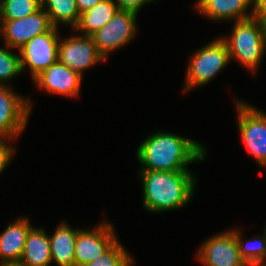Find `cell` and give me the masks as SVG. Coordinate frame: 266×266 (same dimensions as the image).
Segmentation results:
<instances>
[{"mask_svg": "<svg viewBox=\"0 0 266 266\" xmlns=\"http://www.w3.org/2000/svg\"><path fill=\"white\" fill-rule=\"evenodd\" d=\"M0 266H25V265L22 264L21 262H14V263H3L0 264Z\"/></svg>", "mask_w": 266, "mask_h": 266, "instance_id": "cell-29", "label": "cell"}, {"mask_svg": "<svg viewBox=\"0 0 266 266\" xmlns=\"http://www.w3.org/2000/svg\"><path fill=\"white\" fill-rule=\"evenodd\" d=\"M258 19L261 23V26L266 34V10L264 12H262L259 16Z\"/></svg>", "mask_w": 266, "mask_h": 266, "instance_id": "cell-28", "label": "cell"}, {"mask_svg": "<svg viewBox=\"0 0 266 266\" xmlns=\"http://www.w3.org/2000/svg\"><path fill=\"white\" fill-rule=\"evenodd\" d=\"M79 227H72L63 220L49 235L51 261L56 266H75L74 247Z\"/></svg>", "mask_w": 266, "mask_h": 266, "instance_id": "cell-16", "label": "cell"}, {"mask_svg": "<svg viewBox=\"0 0 266 266\" xmlns=\"http://www.w3.org/2000/svg\"><path fill=\"white\" fill-rule=\"evenodd\" d=\"M42 8L54 27L73 28L78 24L80 12L75 0H41Z\"/></svg>", "mask_w": 266, "mask_h": 266, "instance_id": "cell-20", "label": "cell"}, {"mask_svg": "<svg viewBox=\"0 0 266 266\" xmlns=\"http://www.w3.org/2000/svg\"><path fill=\"white\" fill-rule=\"evenodd\" d=\"M53 27L50 18L41 7L25 18L1 20V33L4 44L19 50L35 36L48 32Z\"/></svg>", "mask_w": 266, "mask_h": 266, "instance_id": "cell-12", "label": "cell"}, {"mask_svg": "<svg viewBox=\"0 0 266 266\" xmlns=\"http://www.w3.org/2000/svg\"><path fill=\"white\" fill-rule=\"evenodd\" d=\"M119 10L113 0H102L93 8L80 13L78 24L73 28L74 32L92 36L105 26Z\"/></svg>", "mask_w": 266, "mask_h": 266, "instance_id": "cell-18", "label": "cell"}, {"mask_svg": "<svg viewBox=\"0 0 266 266\" xmlns=\"http://www.w3.org/2000/svg\"><path fill=\"white\" fill-rule=\"evenodd\" d=\"M31 98L15 92L12 86L0 85V137L17 140L25 131L32 112Z\"/></svg>", "mask_w": 266, "mask_h": 266, "instance_id": "cell-6", "label": "cell"}, {"mask_svg": "<svg viewBox=\"0 0 266 266\" xmlns=\"http://www.w3.org/2000/svg\"><path fill=\"white\" fill-rule=\"evenodd\" d=\"M134 262H135V258L131 256L123 266H134L135 265Z\"/></svg>", "mask_w": 266, "mask_h": 266, "instance_id": "cell-30", "label": "cell"}, {"mask_svg": "<svg viewBox=\"0 0 266 266\" xmlns=\"http://www.w3.org/2000/svg\"><path fill=\"white\" fill-rule=\"evenodd\" d=\"M60 31L52 27L48 32L35 36L18 50L22 73L28 68L33 80L42 71L58 61Z\"/></svg>", "mask_w": 266, "mask_h": 266, "instance_id": "cell-8", "label": "cell"}, {"mask_svg": "<svg viewBox=\"0 0 266 266\" xmlns=\"http://www.w3.org/2000/svg\"><path fill=\"white\" fill-rule=\"evenodd\" d=\"M266 10V0H252L253 16L258 17Z\"/></svg>", "mask_w": 266, "mask_h": 266, "instance_id": "cell-27", "label": "cell"}, {"mask_svg": "<svg viewBox=\"0 0 266 266\" xmlns=\"http://www.w3.org/2000/svg\"><path fill=\"white\" fill-rule=\"evenodd\" d=\"M188 61L183 95L205 86L231 63L228 46L220 36L194 51Z\"/></svg>", "mask_w": 266, "mask_h": 266, "instance_id": "cell-4", "label": "cell"}, {"mask_svg": "<svg viewBox=\"0 0 266 266\" xmlns=\"http://www.w3.org/2000/svg\"><path fill=\"white\" fill-rule=\"evenodd\" d=\"M20 262L25 266H51L49 237L43 227L29 231Z\"/></svg>", "mask_w": 266, "mask_h": 266, "instance_id": "cell-17", "label": "cell"}, {"mask_svg": "<svg viewBox=\"0 0 266 266\" xmlns=\"http://www.w3.org/2000/svg\"><path fill=\"white\" fill-rule=\"evenodd\" d=\"M138 15L136 12L118 10L105 26L91 36L104 60H108L110 53L121 50L135 39Z\"/></svg>", "mask_w": 266, "mask_h": 266, "instance_id": "cell-7", "label": "cell"}, {"mask_svg": "<svg viewBox=\"0 0 266 266\" xmlns=\"http://www.w3.org/2000/svg\"><path fill=\"white\" fill-rule=\"evenodd\" d=\"M229 34L220 37L228 46L230 60L256 74L266 54V34L258 17L234 21Z\"/></svg>", "mask_w": 266, "mask_h": 266, "instance_id": "cell-3", "label": "cell"}, {"mask_svg": "<svg viewBox=\"0 0 266 266\" xmlns=\"http://www.w3.org/2000/svg\"><path fill=\"white\" fill-rule=\"evenodd\" d=\"M195 11L215 22H234L253 16L252 0H196Z\"/></svg>", "mask_w": 266, "mask_h": 266, "instance_id": "cell-14", "label": "cell"}, {"mask_svg": "<svg viewBox=\"0 0 266 266\" xmlns=\"http://www.w3.org/2000/svg\"><path fill=\"white\" fill-rule=\"evenodd\" d=\"M42 7L41 0H1L0 20L25 18Z\"/></svg>", "mask_w": 266, "mask_h": 266, "instance_id": "cell-21", "label": "cell"}, {"mask_svg": "<svg viewBox=\"0 0 266 266\" xmlns=\"http://www.w3.org/2000/svg\"><path fill=\"white\" fill-rule=\"evenodd\" d=\"M234 102L240 139L256 165L266 170V112L243 99Z\"/></svg>", "mask_w": 266, "mask_h": 266, "instance_id": "cell-5", "label": "cell"}, {"mask_svg": "<svg viewBox=\"0 0 266 266\" xmlns=\"http://www.w3.org/2000/svg\"><path fill=\"white\" fill-rule=\"evenodd\" d=\"M34 227L27 216H20L0 233V264L20 262L29 231Z\"/></svg>", "mask_w": 266, "mask_h": 266, "instance_id": "cell-15", "label": "cell"}, {"mask_svg": "<svg viewBox=\"0 0 266 266\" xmlns=\"http://www.w3.org/2000/svg\"><path fill=\"white\" fill-rule=\"evenodd\" d=\"M132 256L118 239L107 251L93 262L81 266H123Z\"/></svg>", "mask_w": 266, "mask_h": 266, "instance_id": "cell-23", "label": "cell"}, {"mask_svg": "<svg viewBox=\"0 0 266 266\" xmlns=\"http://www.w3.org/2000/svg\"><path fill=\"white\" fill-rule=\"evenodd\" d=\"M139 171H191L189 165L204 162L203 143L168 131L148 135L137 147Z\"/></svg>", "mask_w": 266, "mask_h": 266, "instance_id": "cell-1", "label": "cell"}, {"mask_svg": "<svg viewBox=\"0 0 266 266\" xmlns=\"http://www.w3.org/2000/svg\"><path fill=\"white\" fill-rule=\"evenodd\" d=\"M192 171H138L143 209L151 213L185 207L196 192L197 175Z\"/></svg>", "mask_w": 266, "mask_h": 266, "instance_id": "cell-2", "label": "cell"}, {"mask_svg": "<svg viewBox=\"0 0 266 266\" xmlns=\"http://www.w3.org/2000/svg\"><path fill=\"white\" fill-rule=\"evenodd\" d=\"M13 51L5 44L0 45V85L12 86L10 81L22 74L19 52Z\"/></svg>", "mask_w": 266, "mask_h": 266, "instance_id": "cell-22", "label": "cell"}, {"mask_svg": "<svg viewBox=\"0 0 266 266\" xmlns=\"http://www.w3.org/2000/svg\"><path fill=\"white\" fill-rule=\"evenodd\" d=\"M202 266H247L239 254L235 228L206 237L196 253Z\"/></svg>", "mask_w": 266, "mask_h": 266, "instance_id": "cell-10", "label": "cell"}, {"mask_svg": "<svg viewBox=\"0 0 266 266\" xmlns=\"http://www.w3.org/2000/svg\"><path fill=\"white\" fill-rule=\"evenodd\" d=\"M266 224V223H265ZM235 228V238L239 254L247 266H260L266 264V225L260 235L244 239L242 229Z\"/></svg>", "mask_w": 266, "mask_h": 266, "instance_id": "cell-19", "label": "cell"}, {"mask_svg": "<svg viewBox=\"0 0 266 266\" xmlns=\"http://www.w3.org/2000/svg\"><path fill=\"white\" fill-rule=\"evenodd\" d=\"M2 38V33H1V20H0V39ZM1 43V42H0Z\"/></svg>", "mask_w": 266, "mask_h": 266, "instance_id": "cell-31", "label": "cell"}, {"mask_svg": "<svg viewBox=\"0 0 266 266\" xmlns=\"http://www.w3.org/2000/svg\"><path fill=\"white\" fill-rule=\"evenodd\" d=\"M119 10H126L136 12L137 14L140 13L141 9L145 7V5H150L156 0H113Z\"/></svg>", "mask_w": 266, "mask_h": 266, "instance_id": "cell-25", "label": "cell"}, {"mask_svg": "<svg viewBox=\"0 0 266 266\" xmlns=\"http://www.w3.org/2000/svg\"><path fill=\"white\" fill-rule=\"evenodd\" d=\"M77 4V8L80 13L93 8L96 4L101 2L102 0H75Z\"/></svg>", "mask_w": 266, "mask_h": 266, "instance_id": "cell-26", "label": "cell"}, {"mask_svg": "<svg viewBox=\"0 0 266 266\" xmlns=\"http://www.w3.org/2000/svg\"><path fill=\"white\" fill-rule=\"evenodd\" d=\"M58 61L84 77L85 70H89L99 63L105 62L98 53L91 36L75 33L59 40Z\"/></svg>", "mask_w": 266, "mask_h": 266, "instance_id": "cell-11", "label": "cell"}, {"mask_svg": "<svg viewBox=\"0 0 266 266\" xmlns=\"http://www.w3.org/2000/svg\"><path fill=\"white\" fill-rule=\"evenodd\" d=\"M107 220L103 218L92 229L80 228L74 247L75 266L95 261L118 240L115 226Z\"/></svg>", "mask_w": 266, "mask_h": 266, "instance_id": "cell-9", "label": "cell"}, {"mask_svg": "<svg viewBox=\"0 0 266 266\" xmlns=\"http://www.w3.org/2000/svg\"><path fill=\"white\" fill-rule=\"evenodd\" d=\"M14 143L11 139L0 137V175L9 166L13 160V156L17 152Z\"/></svg>", "mask_w": 266, "mask_h": 266, "instance_id": "cell-24", "label": "cell"}, {"mask_svg": "<svg viewBox=\"0 0 266 266\" xmlns=\"http://www.w3.org/2000/svg\"><path fill=\"white\" fill-rule=\"evenodd\" d=\"M83 78L79 73L57 61L32 81L37 89L46 93L75 98L80 96Z\"/></svg>", "mask_w": 266, "mask_h": 266, "instance_id": "cell-13", "label": "cell"}]
</instances>
